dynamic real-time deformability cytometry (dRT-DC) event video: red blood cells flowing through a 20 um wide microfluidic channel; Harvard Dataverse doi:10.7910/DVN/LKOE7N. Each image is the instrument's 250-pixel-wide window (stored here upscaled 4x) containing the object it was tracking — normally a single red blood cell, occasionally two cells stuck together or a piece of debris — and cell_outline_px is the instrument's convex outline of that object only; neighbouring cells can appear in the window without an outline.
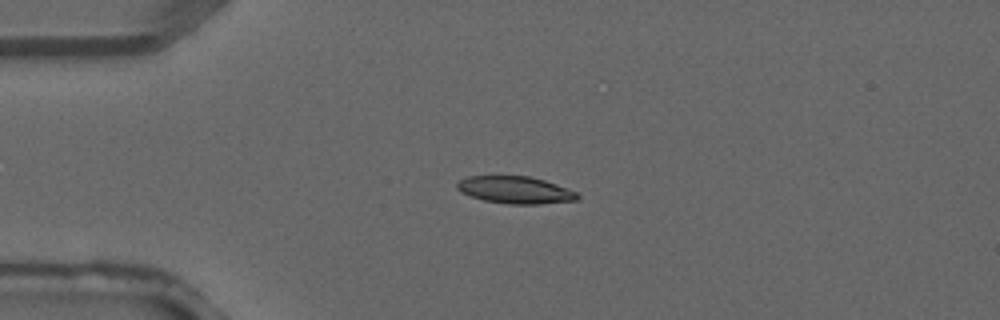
{"species": "common noctule bat (a hibernating species)", "species_latin": "Nyctalus noctula", "temperature_condition": "warm", "stored_images_in_passage": 3, "camera_frame_rate_fps": 3000, "um_per_image_px": 0.085, "animal": {"sex": "male", "forearm_length_mm": 52.5}, "frame": {"image": 1, "passage_image": 3, "time_ms": 0.667, "image_size_px": [1000, 320], "cell_outline_px": [[580, 196], [576, 200], [540, 204], [508, 204], [484, 200], [460, 192], [456, 188], [456, 184], [460, 180], [468, 176], [528, 176], [544, 180], [568, 188], [576, 192]], "centroid_in_image_um": [43.79, 16.14], "position_along_channel_um": 41.2, "area_um2": 19.02}}